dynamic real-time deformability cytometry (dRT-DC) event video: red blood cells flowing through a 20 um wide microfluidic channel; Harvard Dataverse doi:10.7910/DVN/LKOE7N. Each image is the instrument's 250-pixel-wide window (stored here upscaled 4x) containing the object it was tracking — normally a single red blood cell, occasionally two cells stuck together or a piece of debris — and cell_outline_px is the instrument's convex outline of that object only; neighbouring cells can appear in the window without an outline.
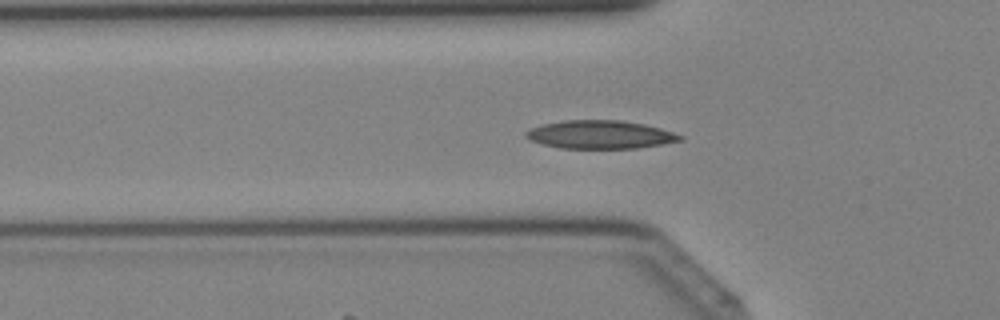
{"species": "Egyptian fruit bat (a non-hibernating species)", "species_latin": "Rousettus aegyptiacus", "temperature_condition": "cold", "stored_images_in_passage": 31, "segment_of_instrument_passage": [1, 2], "camera_frame_rate_fps": 3000, "um_per_image_px": 0.085, "animal": {"sex": "female"}, "frame": {"image": 1, "passage_image": 3, "time_ms": 0.667, "image_size_px": [1000, 320], "cell_outline_px": [[684, 140], [664, 144], [636, 148], [560, 148], [540, 144], [524, 136], [524, 132], [532, 128], [544, 124], [564, 120], [620, 120], [644, 124], [660, 128], [684, 136]], "centroid_in_image_um": [51.03, 11.44], "position_along_channel_um": 74.8, "area_um2": 25.37}}
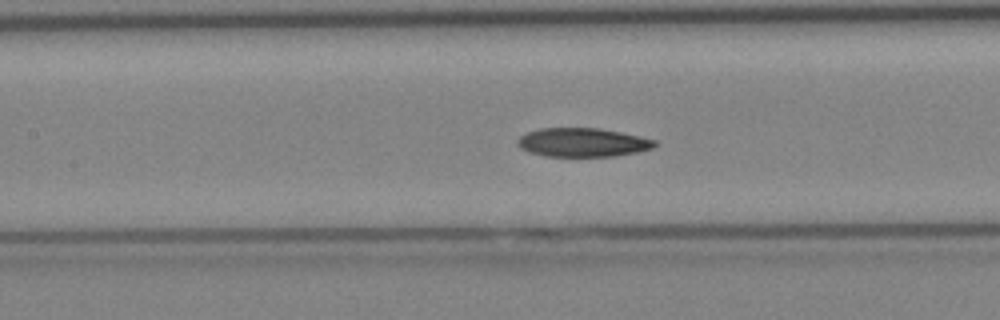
{"frame": {"image": 2, "passage_image": 8, "time_ms": 2.333, "image_size_px": [1000, 320], "cell_outline_px": [[660, 144], [652, 148], [640, 152], [616, 156], [544, 156], [528, 152], [520, 148], [516, 144], [516, 140], [520, 136], [528, 132], [540, 128], [600, 128], [640, 136], [656, 140]], "centroid_in_image_um": [49.54, 12.11], "position_along_channel_um": 157.9, "area_um2": 23.29}}
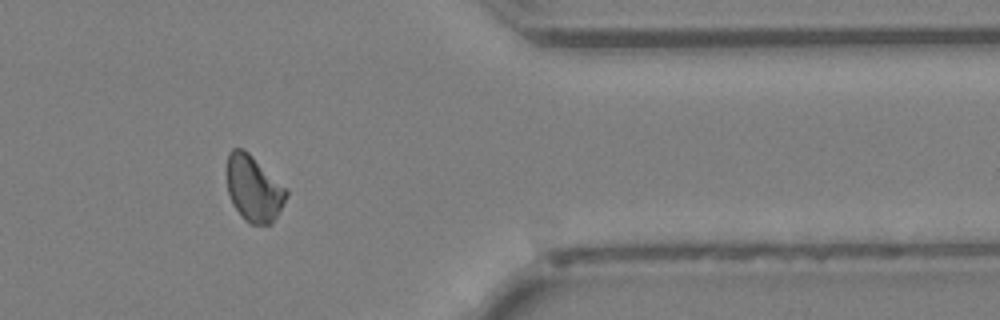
{"frame": {"image": 3, "passage_image": 23, "time_ms": 7.333, "image_size_px": [1000, 320], "cell_outline_px": [[288, 196], [272, 224], [252, 224], [244, 220], [232, 204], [228, 192], [224, 172], [224, 168], [228, 152], [232, 148], [244, 148], [288, 188]], "centroid_in_image_um": [21.53, 15.98], "position_along_channel_um": 389.9, "area_um2": 23.64}}